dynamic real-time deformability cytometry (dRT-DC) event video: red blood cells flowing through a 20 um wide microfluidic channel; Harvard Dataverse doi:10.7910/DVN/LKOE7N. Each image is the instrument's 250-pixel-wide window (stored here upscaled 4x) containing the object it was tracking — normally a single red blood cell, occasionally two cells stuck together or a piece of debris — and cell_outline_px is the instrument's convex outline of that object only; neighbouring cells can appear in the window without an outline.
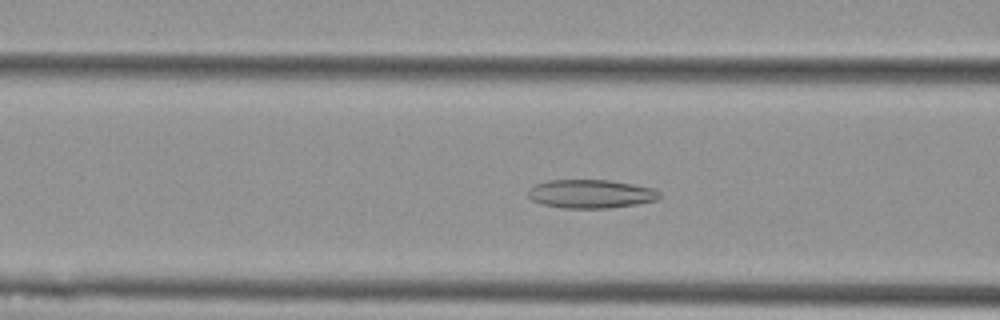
{"species": "Egyptian fruit bat (a non-hibernating species)", "species_latin": "Rousettus aegyptiacus", "temperature_condition": "cold", "stored_images_in_passage": 52, "camera_frame_rate_fps": 3000, "um_per_image_px": 0.085, "animal": {"sex": "female"}, "frame": {"image": 1, "passage_image": 19, "time_ms": 6.0, "image_size_px": [1000, 320], "cell_outline_px": [[660, 196], [656, 200], [636, 204], [608, 208], [564, 208], [544, 204], [532, 200], [528, 196], [528, 188], [536, 184], [548, 180], [608, 180], [632, 184], [652, 188], [660, 192]], "centroid_in_image_um": [50.2, 16.47], "position_along_channel_um": 116.4, "area_um2": 21.73}}
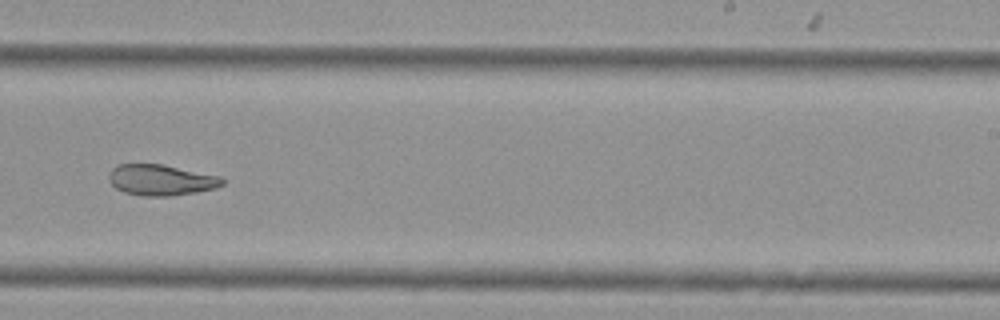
{"frame": {"image": 2, "passage_image": 32, "time_ms": 10.333, "image_size_px": [1000, 320], "cell_outline_px": [[224, 184], [216, 188], [196, 192], [172, 196], [140, 196], [124, 192], [116, 188], [108, 180], [108, 176], [112, 168], [120, 164], [160, 164], [220, 176], [224, 180]], "centroid_in_image_um": [13.67, 15.31], "position_along_channel_um": 275.3, "area_um2": 20.4}}
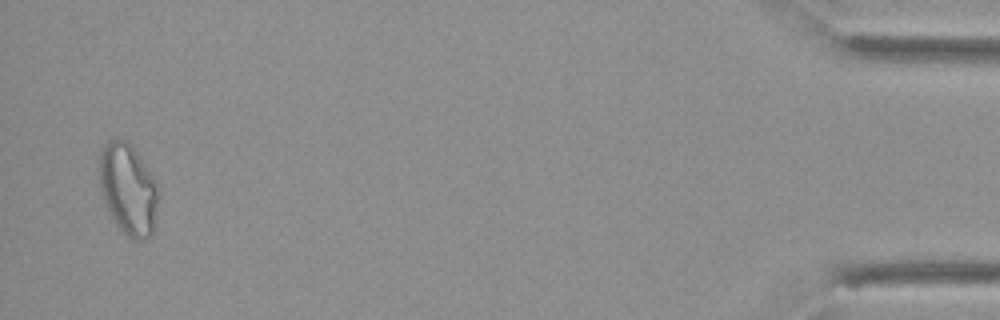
{"frame": {"image": 3, "passage_image": 51, "time_ms": 16.667, "image_size_px": [1000, 320], "cell_outline_px": [[156, 212], [152, 236], [140, 240], [136, 240], [128, 236], [116, 224], [104, 200], [100, 188], [100, 152], [108, 140], [128, 140], [140, 156], [156, 180]], "centroid_in_image_um": [10.9, 16.06], "position_along_channel_um": 424.3, "area_um2": 30.81}, "authors_computed_cell_mechanics": {"area_um2": 24.4783, "velocity_mm_per_s": 3.6829, "shape_relaxation_time_tau1_ms": null, "shape_relaxation_time_tau2_ms": 4.3842, "deformation_change_tau1": null, "deformation_change_tau2": 0.1139}}